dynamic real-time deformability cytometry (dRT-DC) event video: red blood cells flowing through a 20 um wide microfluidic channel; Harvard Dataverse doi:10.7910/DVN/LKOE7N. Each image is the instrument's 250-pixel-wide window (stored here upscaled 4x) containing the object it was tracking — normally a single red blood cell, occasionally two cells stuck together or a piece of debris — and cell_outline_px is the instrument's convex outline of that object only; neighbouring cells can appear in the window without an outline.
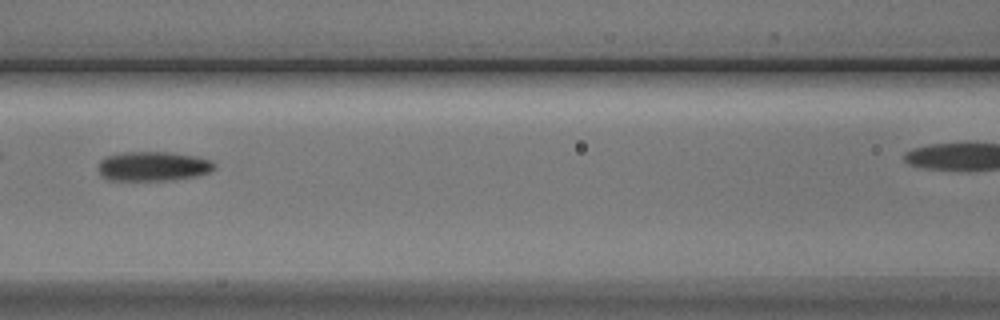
{"species": "Egyptian fruit bat (a non-hibernating species)", "species_latin": "Rousettus aegyptiacus", "temperature_condition": "cold", "stored_images_in_passage": 8, "segment_of_instrument_passage": [1, 2], "camera_frame_rate_fps": 3000, "um_per_image_px": 0.085, "animal": {"sex": "male"}, "frame": {"image": 1, "passage_image": 4, "time_ms": 4.667, "image_size_px": [1000, 320], "cell_outline_px": [[216, 168], [208, 172], [196, 176], [168, 180], [108, 180], [100, 176], [100, 160], [108, 156], [128, 152], [164, 152], [192, 156], [208, 160], [216, 164]], "centroid_in_image_um": [13.0, 14.14], "position_along_channel_um": 153.6, "area_um2": 19.54}}
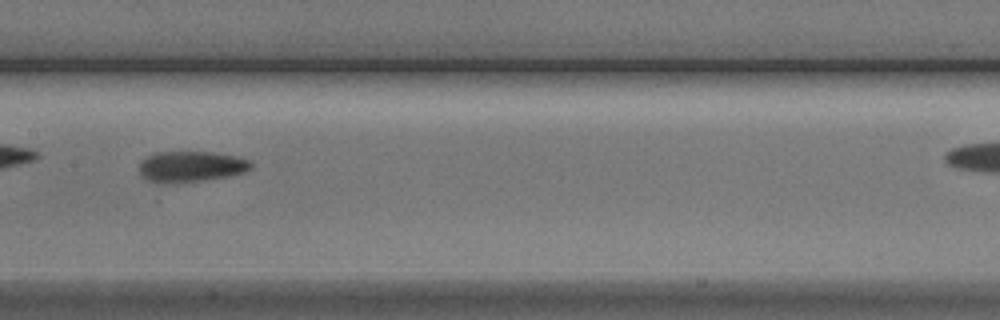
{"frame": {"image": 2, "passage_image": 5, "time_ms": 5.667, "image_size_px": [1000, 320], "cell_outline_px": [[252, 164], [248, 168], [240, 172], [228, 176], [204, 180], [168, 184], [156, 184], [148, 180], [140, 172], [140, 160], [152, 152], [212, 152], [236, 156], [248, 160]], "centroid_in_image_um": [16.13, 14.16], "position_along_channel_um": 191.3, "area_um2": 20.06}}
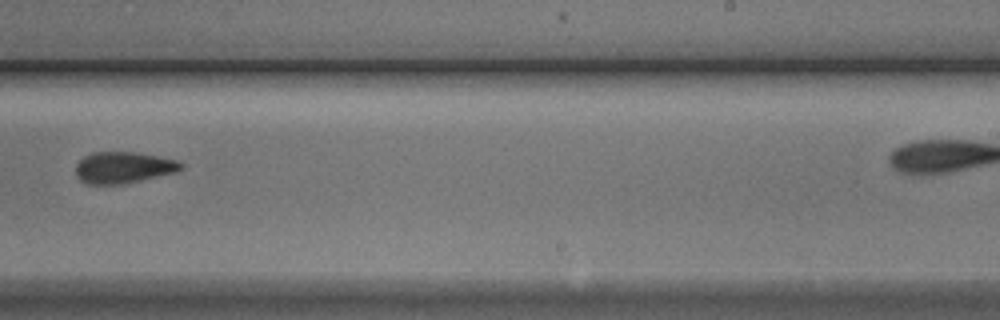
{"frame": {"image": 3, "passage_image": 7, "time_ms": 8.0, "image_size_px": [1000, 320], "cell_outline_px": [[184, 168], [176, 172], [140, 180], [120, 184], [88, 184], [80, 180], [76, 176], [76, 164], [84, 156], [92, 152], [136, 152], [176, 160], [184, 164]], "centroid_in_image_um": [10.47, 14.23], "position_along_channel_um": 278.5, "area_um2": 19.19}}